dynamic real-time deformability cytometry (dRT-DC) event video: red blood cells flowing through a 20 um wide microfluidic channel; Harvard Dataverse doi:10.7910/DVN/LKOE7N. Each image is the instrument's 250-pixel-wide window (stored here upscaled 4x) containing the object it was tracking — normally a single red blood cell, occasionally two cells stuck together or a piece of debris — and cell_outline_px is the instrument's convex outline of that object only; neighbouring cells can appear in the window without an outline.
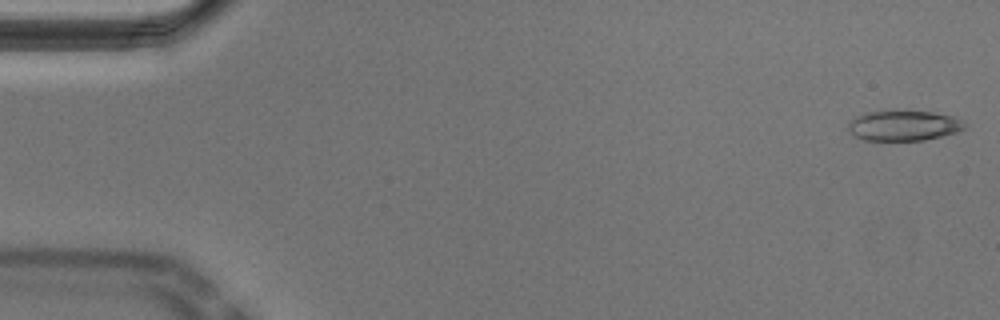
{"species": "Egyptian fruit bat (a non-hibernating species)", "species_latin": "Rousettus aegyptiacus", "temperature_condition": "cold", "stored_images_in_passage": 54, "camera_frame_rate_fps": 3000, "um_per_image_px": 0.085, "animal": {"sex": "male"}, "frame": {"image": 1, "passage_image": 1, "time_ms": 0.0, "image_size_px": [1000, 320], "cell_outline_px": [[968, 128], [956, 132], [924, 140], [864, 140], [856, 136], [848, 128], [848, 124], [856, 116], [868, 112], [904, 108], [932, 112], [952, 116], [968, 124]], "centroid_in_image_um": [76.85, 10.63], "position_along_channel_um": 8.2, "area_um2": 20.98}}
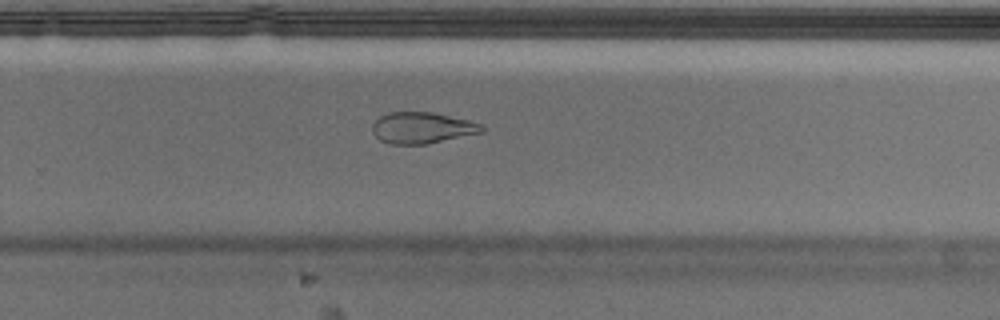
{"frame": {"image": 2, "passage_image": 35, "time_ms": 11.333, "image_size_px": [1000, 320], "cell_outline_px": [[488, 128], [484, 132], [424, 144], [388, 144], [380, 140], [372, 132], [372, 124], [380, 116], [388, 112], [432, 112], [468, 120], [480, 124]], "centroid_in_image_um": [35.87, 10.86], "position_along_channel_um": 293.9, "area_um2": 19.94}}
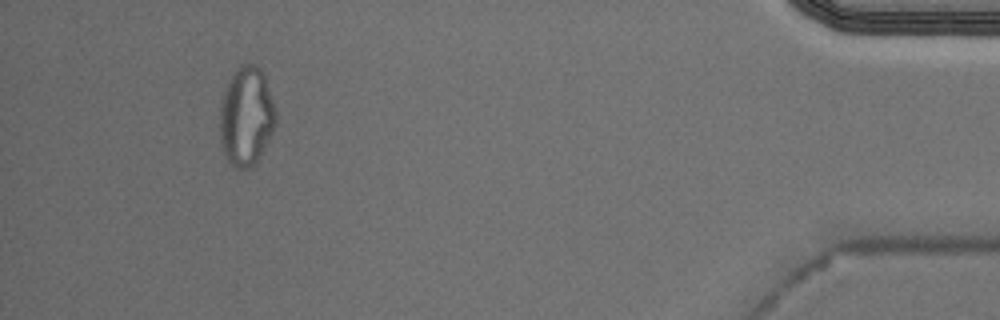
{"frame": {"image": 3, "passage_image": 50, "time_ms": 16.333, "image_size_px": [1000, 320], "cell_outline_px": [[276, 124], [260, 156], [248, 168], [236, 168], [228, 160], [220, 144], [220, 100], [228, 80], [240, 64], [252, 64], [260, 68], [264, 76], [276, 112]], "centroid_in_image_um": [20.91, 9.87], "position_along_channel_um": 414.3, "area_um2": 32.02}, "authors_computed_cell_mechanics": {"area_um2": 21.5016, "velocity_mm_per_s": 3.685, "shape_relaxation_time_tau1_ms": null, "shape_relaxation_time_tau2_ms": 5.1517, "deformation_change_tau1": null, "deformation_change_tau2": 0.1342}}